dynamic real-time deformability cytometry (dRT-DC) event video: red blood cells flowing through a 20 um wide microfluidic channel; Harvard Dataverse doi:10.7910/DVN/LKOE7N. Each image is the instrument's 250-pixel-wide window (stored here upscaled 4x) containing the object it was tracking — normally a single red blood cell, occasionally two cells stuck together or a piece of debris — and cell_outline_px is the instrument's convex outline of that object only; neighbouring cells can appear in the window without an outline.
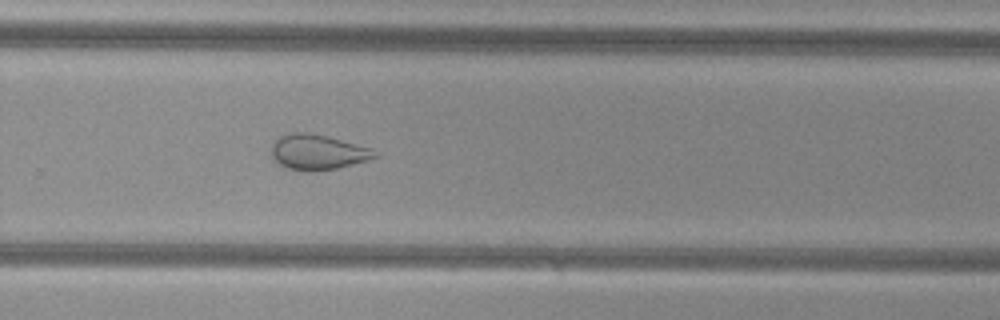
{"species": "common noctule bat (a hibernating species)", "species_latin": "Nyctalus noctula", "temperature_condition": "cold", "stored_images_in_passage": 40, "camera_frame_rate_fps": 3000, "um_per_image_px": 0.085, "animal": {"sex": "female", "body_mass_g": 29.2, "forearm_length_mm": 56.3}, "frame": {"image": 1, "passage_image": 23, "time_ms": 7.333, "image_size_px": [1000, 320], "cell_outline_px": [[380, 156], [368, 160], [336, 168], [288, 168], [280, 164], [272, 156], [272, 144], [280, 136], [292, 132], [308, 132], [328, 136], [372, 148], [380, 152]], "centroid_in_image_um": [27.08, 12.87], "position_along_channel_um": 302.7, "area_um2": 20.58}, "authors_computed_cell_mechanics": {"area_um2": 25.8655, "velocity_mm_per_s": 3.8304, "shape_relaxation_time_tau1_ms": null, "shape_relaxation_time_tau2_ms": 1.5699, "deformation_change_tau1": null, "deformation_change_tau2": 0.0849}}